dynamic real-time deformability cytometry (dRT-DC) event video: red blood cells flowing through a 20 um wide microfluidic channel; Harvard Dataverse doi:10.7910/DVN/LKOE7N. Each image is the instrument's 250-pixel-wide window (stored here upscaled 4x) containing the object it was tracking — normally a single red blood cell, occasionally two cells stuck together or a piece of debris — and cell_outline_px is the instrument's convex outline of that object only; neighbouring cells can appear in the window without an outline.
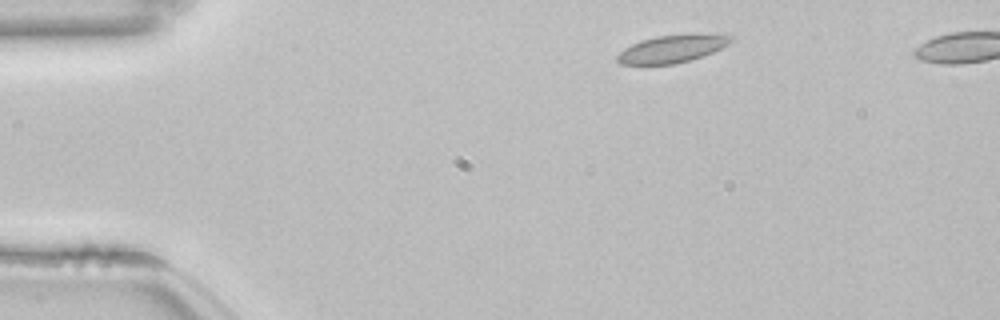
{"species": "common noctule bat (a hibernating species)", "species_latin": "Nyctalus noctula", "temperature_condition": "room temperature", "stored_images_in_passage": 44, "camera_frame_rate_fps": 3000, "um_per_image_px": 0.085, "animal": {"sex": "female", "body_mass_g": 22.7, "forearm_length_mm": 54.2}, "frame": {"image": 1, "passage_image": 1, "time_ms": 0.0, "image_size_px": [1000, 320], "cell_outline_px": [[732, 40], [728, 44], [712, 52], [688, 60], [672, 64], [620, 64], [616, 60], [616, 56], [624, 48], [640, 40], [656, 36], [688, 32], [700, 32], [732, 36]], "centroid_in_image_um": [57.12, 4.1], "position_along_channel_um": 27.9, "area_um2": 18.5}, "authors_computed_cell_mechanics": {"area_um2": 17.3689, "velocity_mm_per_s": 3.7982, "shape_relaxation_time_tau1_ms": 3.2986, "shape_relaxation_time_tau2_ms": 1.1922, "deformation_change_tau1": 0.0793, "deformation_change_tau2": 0.0581}}